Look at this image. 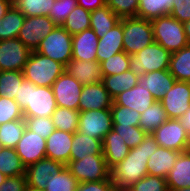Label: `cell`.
<instances>
[{
  "label": "cell",
  "instance_id": "44",
  "mask_svg": "<svg viewBox=\"0 0 190 191\" xmlns=\"http://www.w3.org/2000/svg\"><path fill=\"white\" fill-rule=\"evenodd\" d=\"M77 6V0H55L48 17L57 25L62 26L67 16Z\"/></svg>",
  "mask_w": 190,
  "mask_h": 191
},
{
  "label": "cell",
  "instance_id": "45",
  "mask_svg": "<svg viewBox=\"0 0 190 191\" xmlns=\"http://www.w3.org/2000/svg\"><path fill=\"white\" fill-rule=\"evenodd\" d=\"M24 119L22 109L17 102L5 96H0V124Z\"/></svg>",
  "mask_w": 190,
  "mask_h": 191
},
{
  "label": "cell",
  "instance_id": "51",
  "mask_svg": "<svg viewBox=\"0 0 190 191\" xmlns=\"http://www.w3.org/2000/svg\"><path fill=\"white\" fill-rule=\"evenodd\" d=\"M115 188L111 177L108 180L96 182H79L77 191H113Z\"/></svg>",
  "mask_w": 190,
  "mask_h": 191
},
{
  "label": "cell",
  "instance_id": "22",
  "mask_svg": "<svg viewBox=\"0 0 190 191\" xmlns=\"http://www.w3.org/2000/svg\"><path fill=\"white\" fill-rule=\"evenodd\" d=\"M155 101V98L152 96L148 88L136 85L130 90H126L117 95L113 99V105L125 106L129 109H134L141 114Z\"/></svg>",
  "mask_w": 190,
  "mask_h": 191
},
{
  "label": "cell",
  "instance_id": "18",
  "mask_svg": "<svg viewBox=\"0 0 190 191\" xmlns=\"http://www.w3.org/2000/svg\"><path fill=\"white\" fill-rule=\"evenodd\" d=\"M65 71L74 77L82 85H90L103 82L101 64L95 61H81L71 59L65 66Z\"/></svg>",
  "mask_w": 190,
  "mask_h": 191
},
{
  "label": "cell",
  "instance_id": "58",
  "mask_svg": "<svg viewBox=\"0 0 190 191\" xmlns=\"http://www.w3.org/2000/svg\"><path fill=\"white\" fill-rule=\"evenodd\" d=\"M7 176H5L2 172H0V185L4 182Z\"/></svg>",
  "mask_w": 190,
  "mask_h": 191
},
{
  "label": "cell",
  "instance_id": "6",
  "mask_svg": "<svg viewBox=\"0 0 190 191\" xmlns=\"http://www.w3.org/2000/svg\"><path fill=\"white\" fill-rule=\"evenodd\" d=\"M154 42L151 20L123 18V47L128 55L137 53Z\"/></svg>",
  "mask_w": 190,
  "mask_h": 191
},
{
  "label": "cell",
  "instance_id": "41",
  "mask_svg": "<svg viewBox=\"0 0 190 191\" xmlns=\"http://www.w3.org/2000/svg\"><path fill=\"white\" fill-rule=\"evenodd\" d=\"M130 56L122 51L117 53L101 63L104 76L121 74L130 69Z\"/></svg>",
  "mask_w": 190,
  "mask_h": 191
},
{
  "label": "cell",
  "instance_id": "57",
  "mask_svg": "<svg viewBox=\"0 0 190 191\" xmlns=\"http://www.w3.org/2000/svg\"><path fill=\"white\" fill-rule=\"evenodd\" d=\"M25 191H45V190H43V189H34V188H32V187L27 186V188L25 189Z\"/></svg>",
  "mask_w": 190,
  "mask_h": 191
},
{
  "label": "cell",
  "instance_id": "3",
  "mask_svg": "<svg viewBox=\"0 0 190 191\" xmlns=\"http://www.w3.org/2000/svg\"><path fill=\"white\" fill-rule=\"evenodd\" d=\"M65 71V66L36 51H32L22 72L24 79L37 86L51 87Z\"/></svg>",
  "mask_w": 190,
  "mask_h": 191
},
{
  "label": "cell",
  "instance_id": "17",
  "mask_svg": "<svg viewBox=\"0 0 190 191\" xmlns=\"http://www.w3.org/2000/svg\"><path fill=\"white\" fill-rule=\"evenodd\" d=\"M79 111L111 109L113 98L102 82L83 85L79 97Z\"/></svg>",
  "mask_w": 190,
  "mask_h": 191
},
{
  "label": "cell",
  "instance_id": "42",
  "mask_svg": "<svg viewBox=\"0 0 190 191\" xmlns=\"http://www.w3.org/2000/svg\"><path fill=\"white\" fill-rule=\"evenodd\" d=\"M111 115L113 124L122 126H139L140 113L121 105H112Z\"/></svg>",
  "mask_w": 190,
  "mask_h": 191
},
{
  "label": "cell",
  "instance_id": "35",
  "mask_svg": "<svg viewBox=\"0 0 190 191\" xmlns=\"http://www.w3.org/2000/svg\"><path fill=\"white\" fill-rule=\"evenodd\" d=\"M80 117L79 110L57 107L51 118L57 130L74 133L77 131Z\"/></svg>",
  "mask_w": 190,
  "mask_h": 191
},
{
  "label": "cell",
  "instance_id": "15",
  "mask_svg": "<svg viewBox=\"0 0 190 191\" xmlns=\"http://www.w3.org/2000/svg\"><path fill=\"white\" fill-rule=\"evenodd\" d=\"M15 149L27 168L46 157V139L26 128Z\"/></svg>",
  "mask_w": 190,
  "mask_h": 191
},
{
  "label": "cell",
  "instance_id": "20",
  "mask_svg": "<svg viewBox=\"0 0 190 191\" xmlns=\"http://www.w3.org/2000/svg\"><path fill=\"white\" fill-rule=\"evenodd\" d=\"M176 79L170 74L169 69L144 73L139 77L137 85L148 88L156 101H160L168 92Z\"/></svg>",
  "mask_w": 190,
  "mask_h": 191
},
{
  "label": "cell",
  "instance_id": "47",
  "mask_svg": "<svg viewBox=\"0 0 190 191\" xmlns=\"http://www.w3.org/2000/svg\"><path fill=\"white\" fill-rule=\"evenodd\" d=\"M106 5L120 18L137 17L139 0H106Z\"/></svg>",
  "mask_w": 190,
  "mask_h": 191
},
{
  "label": "cell",
  "instance_id": "37",
  "mask_svg": "<svg viewBox=\"0 0 190 191\" xmlns=\"http://www.w3.org/2000/svg\"><path fill=\"white\" fill-rule=\"evenodd\" d=\"M91 12L77 5L67 16L62 27L72 36L90 28Z\"/></svg>",
  "mask_w": 190,
  "mask_h": 191
},
{
  "label": "cell",
  "instance_id": "4",
  "mask_svg": "<svg viewBox=\"0 0 190 191\" xmlns=\"http://www.w3.org/2000/svg\"><path fill=\"white\" fill-rule=\"evenodd\" d=\"M154 42L159 43L170 53L189 45L183 23L171 15H164L151 20Z\"/></svg>",
  "mask_w": 190,
  "mask_h": 191
},
{
  "label": "cell",
  "instance_id": "30",
  "mask_svg": "<svg viewBox=\"0 0 190 191\" xmlns=\"http://www.w3.org/2000/svg\"><path fill=\"white\" fill-rule=\"evenodd\" d=\"M138 79L139 77L129 69L121 74L104 76L102 83L110 96L114 99L120 93L136 86Z\"/></svg>",
  "mask_w": 190,
  "mask_h": 191
},
{
  "label": "cell",
  "instance_id": "54",
  "mask_svg": "<svg viewBox=\"0 0 190 191\" xmlns=\"http://www.w3.org/2000/svg\"><path fill=\"white\" fill-rule=\"evenodd\" d=\"M182 125L185 127L186 131L190 135V107L180 118Z\"/></svg>",
  "mask_w": 190,
  "mask_h": 191
},
{
  "label": "cell",
  "instance_id": "12",
  "mask_svg": "<svg viewBox=\"0 0 190 191\" xmlns=\"http://www.w3.org/2000/svg\"><path fill=\"white\" fill-rule=\"evenodd\" d=\"M31 50L18 38L0 41V71H22Z\"/></svg>",
  "mask_w": 190,
  "mask_h": 191
},
{
  "label": "cell",
  "instance_id": "38",
  "mask_svg": "<svg viewBox=\"0 0 190 191\" xmlns=\"http://www.w3.org/2000/svg\"><path fill=\"white\" fill-rule=\"evenodd\" d=\"M55 0H14L13 6L25 17L48 15Z\"/></svg>",
  "mask_w": 190,
  "mask_h": 191
},
{
  "label": "cell",
  "instance_id": "5",
  "mask_svg": "<svg viewBox=\"0 0 190 191\" xmlns=\"http://www.w3.org/2000/svg\"><path fill=\"white\" fill-rule=\"evenodd\" d=\"M171 53L157 42L130 54V70L141 77L144 73L169 69Z\"/></svg>",
  "mask_w": 190,
  "mask_h": 191
},
{
  "label": "cell",
  "instance_id": "14",
  "mask_svg": "<svg viewBox=\"0 0 190 191\" xmlns=\"http://www.w3.org/2000/svg\"><path fill=\"white\" fill-rule=\"evenodd\" d=\"M160 102L169 119H180L190 107V82L175 81Z\"/></svg>",
  "mask_w": 190,
  "mask_h": 191
},
{
  "label": "cell",
  "instance_id": "1",
  "mask_svg": "<svg viewBox=\"0 0 190 191\" xmlns=\"http://www.w3.org/2000/svg\"><path fill=\"white\" fill-rule=\"evenodd\" d=\"M159 145L151 134H147L143 142L134 148L126 158L110 170V177L115 187H130L148 174V158Z\"/></svg>",
  "mask_w": 190,
  "mask_h": 191
},
{
  "label": "cell",
  "instance_id": "36",
  "mask_svg": "<svg viewBox=\"0 0 190 191\" xmlns=\"http://www.w3.org/2000/svg\"><path fill=\"white\" fill-rule=\"evenodd\" d=\"M0 172L7 177L25 175L26 167L22 164L16 149L4 148L0 152Z\"/></svg>",
  "mask_w": 190,
  "mask_h": 191
},
{
  "label": "cell",
  "instance_id": "59",
  "mask_svg": "<svg viewBox=\"0 0 190 191\" xmlns=\"http://www.w3.org/2000/svg\"><path fill=\"white\" fill-rule=\"evenodd\" d=\"M169 191H190V187L181 188V189H178V190H169Z\"/></svg>",
  "mask_w": 190,
  "mask_h": 191
},
{
  "label": "cell",
  "instance_id": "49",
  "mask_svg": "<svg viewBox=\"0 0 190 191\" xmlns=\"http://www.w3.org/2000/svg\"><path fill=\"white\" fill-rule=\"evenodd\" d=\"M169 15L181 23L190 20V0H174Z\"/></svg>",
  "mask_w": 190,
  "mask_h": 191
},
{
  "label": "cell",
  "instance_id": "8",
  "mask_svg": "<svg viewBox=\"0 0 190 191\" xmlns=\"http://www.w3.org/2000/svg\"><path fill=\"white\" fill-rule=\"evenodd\" d=\"M66 167L78 182H96L110 178V169L104 155H88L80 160L69 161Z\"/></svg>",
  "mask_w": 190,
  "mask_h": 191
},
{
  "label": "cell",
  "instance_id": "43",
  "mask_svg": "<svg viewBox=\"0 0 190 191\" xmlns=\"http://www.w3.org/2000/svg\"><path fill=\"white\" fill-rule=\"evenodd\" d=\"M113 130L124 139L125 143L130 148L139 146L147 136V133L140 126H122L121 124H113Z\"/></svg>",
  "mask_w": 190,
  "mask_h": 191
},
{
  "label": "cell",
  "instance_id": "61",
  "mask_svg": "<svg viewBox=\"0 0 190 191\" xmlns=\"http://www.w3.org/2000/svg\"><path fill=\"white\" fill-rule=\"evenodd\" d=\"M4 149V146L2 145V143L0 142V152Z\"/></svg>",
  "mask_w": 190,
  "mask_h": 191
},
{
  "label": "cell",
  "instance_id": "23",
  "mask_svg": "<svg viewBox=\"0 0 190 191\" xmlns=\"http://www.w3.org/2000/svg\"><path fill=\"white\" fill-rule=\"evenodd\" d=\"M96 50L97 61L101 64L109 57L124 51L123 47V18L102 38L98 39Z\"/></svg>",
  "mask_w": 190,
  "mask_h": 191
},
{
  "label": "cell",
  "instance_id": "60",
  "mask_svg": "<svg viewBox=\"0 0 190 191\" xmlns=\"http://www.w3.org/2000/svg\"><path fill=\"white\" fill-rule=\"evenodd\" d=\"M186 152L190 155V139L188 140Z\"/></svg>",
  "mask_w": 190,
  "mask_h": 191
},
{
  "label": "cell",
  "instance_id": "11",
  "mask_svg": "<svg viewBox=\"0 0 190 191\" xmlns=\"http://www.w3.org/2000/svg\"><path fill=\"white\" fill-rule=\"evenodd\" d=\"M56 26L47 15L25 17L17 38L31 51H36L41 40L53 31Z\"/></svg>",
  "mask_w": 190,
  "mask_h": 191
},
{
  "label": "cell",
  "instance_id": "21",
  "mask_svg": "<svg viewBox=\"0 0 190 191\" xmlns=\"http://www.w3.org/2000/svg\"><path fill=\"white\" fill-rule=\"evenodd\" d=\"M98 37L91 28L72 36V59L81 61L97 60Z\"/></svg>",
  "mask_w": 190,
  "mask_h": 191
},
{
  "label": "cell",
  "instance_id": "31",
  "mask_svg": "<svg viewBox=\"0 0 190 191\" xmlns=\"http://www.w3.org/2000/svg\"><path fill=\"white\" fill-rule=\"evenodd\" d=\"M167 113L160 101H155L140 115L139 126L147 133L152 134L168 120Z\"/></svg>",
  "mask_w": 190,
  "mask_h": 191
},
{
  "label": "cell",
  "instance_id": "25",
  "mask_svg": "<svg viewBox=\"0 0 190 191\" xmlns=\"http://www.w3.org/2000/svg\"><path fill=\"white\" fill-rule=\"evenodd\" d=\"M179 154V151H174L159 146L158 149L148 158V174L166 178L168 173L173 168Z\"/></svg>",
  "mask_w": 190,
  "mask_h": 191
},
{
  "label": "cell",
  "instance_id": "28",
  "mask_svg": "<svg viewBox=\"0 0 190 191\" xmlns=\"http://www.w3.org/2000/svg\"><path fill=\"white\" fill-rule=\"evenodd\" d=\"M117 16L107 5L91 11L90 28L94 30L98 39L102 38L109 30L120 22Z\"/></svg>",
  "mask_w": 190,
  "mask_h": 191
},
{
  "label": "cell",
  "instance_id": "50",
  "mask_svg": "<svg viewBox=\"0 0 190 191\" xmlns=\"http://www.w3.org/2000/svg\"><path fill=\"white\" fill-rule=\"evenodd\" d=\"M27 186L25 175L9 176L0 185V191H25Z\"/></svg>",
  "mask_w": 190,
  "mask_h": 191
},
{
  "label": "cell",
  "instance_id": "7",
  "mask_svg": "<svg viewBox=\"0 0 190 191\" xmlns=\"http://www.w3.org/2000/svg\"><path fill=\"white\" fill-rule=\"evenodd\" d=\"M36 52L66 66L72 59V35L62 26H56L41 40Z\"/></svg>",
  "mask_w": 190,
  "mask_h": 191
},
{
  "label": "cell",
  "instance_id": "26",
  "mask_svg": "<svg viewBox=\"0 0 190 191\" xmlns=\"http://www.w3.org/2000/svg\"><path fill=\"white\" fill-rule=\"evenodd\" d=\"M165 179L169 190L190 187V155L186 151L180 152Z\"/></svg>",
  "mask_w": 190,
  "mask_h": 191
},
{
  "label": "cell",
  "instance_id": "34",
  "mask_svg": "<svg viewBox=\"0 0 190 191\" xmlns=\"http://www.w3.org/2000/svg\"><path fill=\"white\" fill-rule=\"evenodd\" d=\"M25 129V119L0 124V142L4 148L15 149Z\"/></svg>",
  "mask_w": 190,
  "mask_h": 191
},
{
  "label": "cell",
  "instance_id": "53",
  "mask_svg": "<svg viewBox=\"0 0 190 191\" xmlns=\"http://www.w3.org/2000/svg\"><path fill=\"white\" fill-rule=\"evenodd\" d=\"M12 5V0H0V19L5 16Z\"/></svg>",
  "mask_w": 190,
  "mask_h": 191
},
{
  "label": "cell",
  "instance_id": "24",
  "mask_svg": "<svg viewBox=\"0 0 190 191\" xmlns=\"http://www.w3.org/2000/svg\"><path fill=\"white\" fill-rule=\"evenodd\" d=\"M102 149L107 167L110 170L123 161L130 152V147L113 129L105 136Z\"/></svg>",
  "mask_w": 190,
  "mask_h": 191
},
{
  "label": "cell",
  "instance_id": "39",
  "mask_svg": "<svg viewBox=\"0 0 190 191\" xmlns=\"http://www.w3.org/2000/svg\"><path fill=\"white\" fill-rule=\"evenodd\" d=\"M77 179L65 166L58 174L51 176L46 184L45 191H77Z\"/></svg>",
  "mask_w": 190,
  "mask_h": 191
},
{
  "label": "cell",
  "instance_id": "16",
  "mask_svg": "<svg viewBox=\"0 0 190 191\" xmlns=\"http://www.w3.org/2000/svg\"><path fill=\"white\" fill-rule=\"evenodd\" d=\"M65 165L50 158H43L26 168L27 185L34 189H45L48 179L58 174Z\"/></svg>",
  "mask_w": 190,
  "mask_h": 191
},
{
  "label": "cell",
  "instance_id": "13",
  "mask_svg": "<svg viewBox=\"0 0 190 191\" xmlns=\"http://www.w3.org/2000/svg\"><path fill=\"white\" fill-rule=\"evenodd\" d=\"M57 107L79 110V97L83 85L64 71L51 86Z\"/></svg>",
  "mask_w": 190,
  "mask_h": 191
},
{
  "label": "cell",
  "instance_id": "48",
  "mask_svg": "<svg viewBox=\"0 0 190 191\" xmlns=\"http://www.w3.org/2000/svg\"><path fill=\"white\" fill-rule=\"evenodd\" d=\"M134 191H169L166 179L147 174L130 186Z\"/></svg>",
  "mask_w": 190,
  "mask_h": 191
},
{
  "label": "cell",
  "instance_id": "9",
  "mask_svg": "<svg viewBox=\"0 0 190 191\" xmlns=\"http://www.w3.org/2000/svg\"><path fill=\"white\" fill-rule=\"evenodd\" d=\"M159 146L184 152L186 151L190 135L182 125L180 119H168L151 134Z\"/></svg>",
  "mask_w": 190,
  "mask_h": 191
},
{
  "label": "cell",
  "instance_id": "46",
  "mask_svg": "<svg viewBox=\"0 0 190 191\" xmlns=\"http://www.w3.org/2000/svg\"><path fill=\"white\" fill-rule=\"evenodd\" d=\"M24 119L28 130L37 133L45 139H47L56 129L51 117H24Z\"/></svg>",
  "mask_w": 190,
  "mask_h": 191
},
{
  "label": "cell",
  "instance_id": "27",
  "mask_svg": "<svg viewBox=\"0 0 190 191\" xmlns=\"http://www.w3.org/2000/svg\"><path fill=\"white\" fill-rule=\"evenodd\" d=\"M88 155H103L102 141L79 131L74 132L70 161L80 160Z\"/></svg>",
  "mask_w": 190,
  "mask_h": 191
},
{
  "label": "cell",
  "instance_id": "62",
  "mask_svg": "<svg viewBox=\"0 0 190 191\" xmlns=\"http://www.w3.org/2000/svg\"><path fill=\"white\" fill-rule=\"evenodd\" d=\"M113 191H118V187H115Z\"/></svg>",
  "mask_w": 190,
  "mask_h": 191
},
{
  "label": "cell",
  "instance_id": "19",
  "mask_svg": "<svg viewBox=\"0 0 190 191\" xmlns=\"http://www.w3.org/2000/svg\"><path fill=\"white\" fill-rule=\"evenodd\" d=\"M73 134L55 129L46 139V157L66 166L70 161Z\"/></svg>",
  "mask_w": 190,
  "mask_h": 191
},
{
  "label": "cell",
  "instance_id": "10",
  "mask_svg": "<svg viewBox=\"0 0 190 191\" xmlns=\"http://www.w3.org/2000/svg\"><path fill=\"white\" fill-rule=\"evenodd\" d=\"M112 129L113 121L110 109L80 112L77 131L103 142Z\"/></svg>",
  "mask_w": 190,
  "mask_h": 191
},
{
  "label": "cell",
  "instance_id": "32",
  "mask_svg": "<svg viewBox=\"0 0 190 191\" xmlns=\"http://www.w3.org/2000/svg\"><path fill=\"white\" fill-rule=\"evenodd\" d=\"M24 20L23 13L12 5L5 16L0 19V41L17 38Z\"/></svg>",
  "mask_w": 190,
  "mask_h": 191
},
{
  "label": "cell",
  "instance_id": "33",
  "mask_svg": "<svg viewBox=\"0 0 190 191\" xmlns=\"http://www.w3.org/2000/svg\"><path fill=\"white\" fill-rule=\"evenodd\" d=\"M174 0H139L137 17L153 20L169 15Z\"/></svg>",
  "mask_w": 190,
  "mask_h": 191
},
{
  "label": "cell",
  "instance_id": "52",
  "mask_svg": "<svg viewBox=\"0 0 190 191\" xmlns=\"http://www.w3.org/2000/svg\"><path fill=\"white\" fill-rule=\"evenodd\" d=\"M77 5L91 12L105 6L106 0H77Z\"/></svg>",
  "mask_w": 190,
  "mask_h": 191
},
{
  "label": "cell",
  "instance_id": "56",
  "mask_svg": "<svg viewBox=\"0 0 190 191\" xmlns=\"http://www.w3.org/2000/svg\"><path fill=\"white\" fill-rule=\"evenodd\" d=\"M118 191H134L131 187H118Z\"/></svg>",
  "mask_w": 190,
  "mask_h": 191
},
{
  "label": "cell",
  "instance_id": "40",
  "mask_svg": "<svg viewBox=\"0 0 190 191\" xmlns=\"http://www.w3.org/2000/svg\"><path fill=\"white\" fill-rule=\"evenodd\" d=\"M23 79L22 71H0V96L15 100Z\"/></svg>",
  "mask_w": 190,
  "mask_h": 191
},
{
  "label": "cell",
  "instance_id": "29",
  "mask_svg": "<svg viewBox=\"0 0 190 191\" xmlns=\"http://www.w3.org/2000/svg\"><path fill=\"white\" fill-rule=\"evenodd\" d=\"M169 72L176 81L190 82V44L171 53Z\"/></svg>",
  "mask_w": 190,
  "mask_h": 191
},
{
  "label": "cell",
  "instance_id": "2",
  "mask_svg": "<svg viewBox=\"0 0 190 191\" xmlns=\"http://www.w3.org/2000/svg\"><path fill=\"white\" fill-rule=\"evenodd\" d=\"M15 101L23 117H51L57 108L51 87L37 86L26 79L19 85Z\"/></svg>",
  "mask_w": 190,
  "mask_h": 191
},
{
  "label": "cell",
  "instance_id": "55",
  "mask_svg": "<svg viewBox=\"0 0 190 191\" xmlns=\"http://www.w3.org/2000/svg\"><path fill=\"white\" fill-rule=\"evenodd\" d=\"M188 43L190 44V20L183 23Z\"/></svg>",
  "mask_w": 190,
  "mask_h": 191
}]
</instances>
